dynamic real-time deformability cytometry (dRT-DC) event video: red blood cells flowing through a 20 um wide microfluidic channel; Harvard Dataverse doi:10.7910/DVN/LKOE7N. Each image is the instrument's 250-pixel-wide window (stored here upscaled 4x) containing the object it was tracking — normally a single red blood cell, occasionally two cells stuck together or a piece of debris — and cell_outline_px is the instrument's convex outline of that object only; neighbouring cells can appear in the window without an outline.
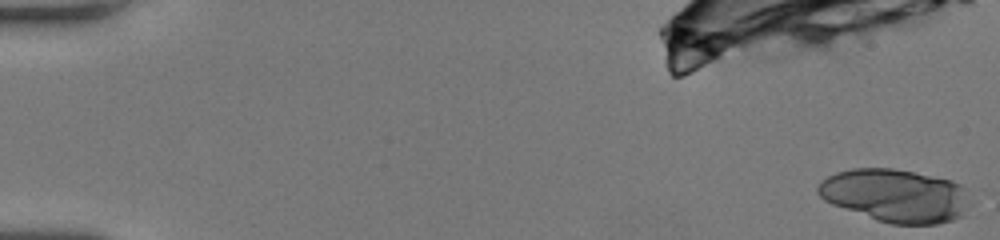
{"species": "human", "species_latin": "Homo sapiens", "temperature_condition": "room temperature", "stored_images_in_passage": 18, "camera_frame_rate_fps": 3000, "um_per_image_px": 0.085, "donor": {"sex": "female"}, "frame": {"image": 1, "passage_image": 1, "time_ms": 0.0, "image_size_px": [1000, 240], "cell_outline_px": [[964, 216], [952, 220], [936, 224], [892, 224], [876, 220], [832, 204], [824, 200], [816, 192], [816, 188], [820, 180], [836, 172], [852, 168], [892, 168], [952, 180], [960, 184], [964, 188]], "centroid_in_image_um": [76.02, 16.62], "position_along_channel_um": 9.0, "area_um2": 46.64}}